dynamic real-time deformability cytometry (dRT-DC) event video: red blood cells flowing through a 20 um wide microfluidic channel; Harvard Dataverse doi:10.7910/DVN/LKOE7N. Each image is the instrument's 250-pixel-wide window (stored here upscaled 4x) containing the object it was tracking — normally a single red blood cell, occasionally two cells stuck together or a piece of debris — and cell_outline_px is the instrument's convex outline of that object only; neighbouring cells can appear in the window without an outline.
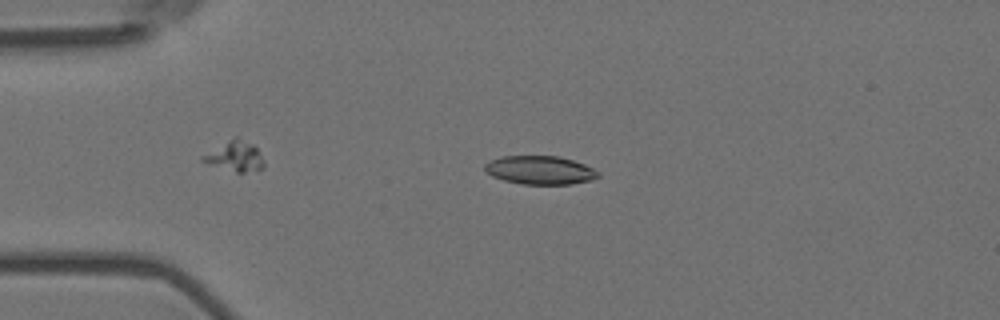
{"species": "Egyptian fruit bat (a non-hibernating species)", "species_latin": "Rousettus aegyptiacus", "temperature_condition": "room temperature", "stored_images_in_passage": 3, "camera_frame_rate_fps": 3000, "um_per_image_px": 0.085, "animal": {"sex": "female"}, "frame": {"image": 1, "passage_image": 2, "time_ms": 0.333, "image_size_px": [1000, 320], "cell_outline_px": [[600, 176], [592, 180], [572, 184], [520, 184], [504, 180], [492, 176], [484, 172], [484, 164], [492, 160], [504, 156], [560, 156], [584, 164], [600, 172]], "centroid_in_image_um": [45.91, 14.47], "position_along_channel_um": 39.1, "area_um2": 18.9}}